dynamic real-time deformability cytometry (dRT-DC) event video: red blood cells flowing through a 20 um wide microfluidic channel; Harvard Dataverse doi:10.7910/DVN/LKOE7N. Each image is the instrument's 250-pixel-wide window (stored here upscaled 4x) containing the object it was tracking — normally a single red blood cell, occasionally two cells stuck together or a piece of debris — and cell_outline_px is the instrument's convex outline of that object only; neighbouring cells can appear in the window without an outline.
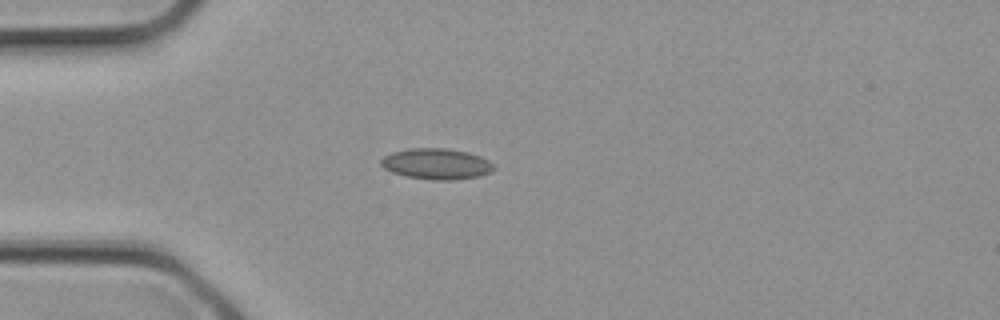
{"species": "common noctule bat (a hibernating species)", "species_latin": "Nyctalus noctula", "temperature_condition": "cold", "stored_images_in_passage": 3, "camera_frame_rate_fps": 3000, "um_per_image_px": 0.085, "animal": {"sex": "female", "body_mass_g": 21.9}, "frame": {"image": 1, "passage_image": 3, "time_ms": 0.667, "image_size_px": [1000, 320], "cell_outline_px": [[496, 168], [480, 176], [452, 180], [436, 180], [408, 176], [392, 172], [384, 168], [380, 164], [380, 160], [384, 156], [392, 152], [408, 148], [448, 148], [468, 152], [480, 156], [488, 160]], "centroid_in_image_um": [37.09, 13.91], "position_along_channel_um": 47.9, "area_um2": 20.23}}